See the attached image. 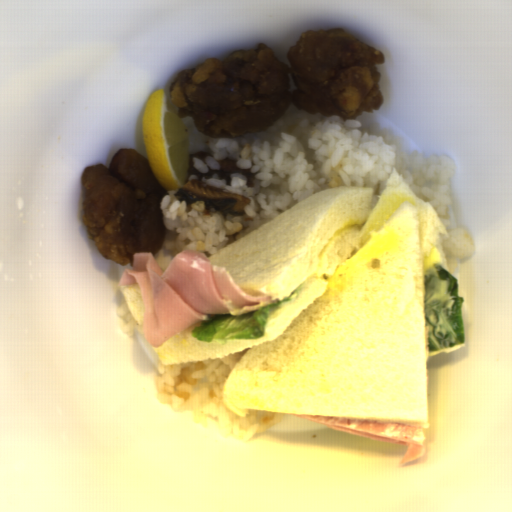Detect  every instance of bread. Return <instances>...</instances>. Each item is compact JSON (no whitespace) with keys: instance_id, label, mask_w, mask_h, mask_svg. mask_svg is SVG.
<instances>
[{"instance_id":"obj_1","label":"bread","mask_w":512,"mask_h":512,"mask_svg":"<svg viewBox=\"0 0 512 512\" xmlns=\"http://www.w3.org/2000/svg\"><path fill=\"white\" fill-rule=\"evenodd\" d=\"M374 192L343 185L310 195L208 257L246 293L282 300L258 339L202 342L201 320L158 347L164 365L244 351L222 400L248 410L422 425L429 430L425 272L447 271L444 224L394 169Z\"/></svg>"},{"instance_id":"obj_2","label":"bread","mask_w":512,"mask_h":512,"mask_svg":"<svg viewBox=\"0 0 512 512\" xmlns=\"http://www.w3.org/2000/svg\"><path fill=\"white\" fill-rule=\"evenodd\" d=\"M119 291L131 311L133 317L138 323L140 329L143 331L144 325V308H143V294L140 290L138 283L119 286Z\"/></svg>"}]
</instances>
